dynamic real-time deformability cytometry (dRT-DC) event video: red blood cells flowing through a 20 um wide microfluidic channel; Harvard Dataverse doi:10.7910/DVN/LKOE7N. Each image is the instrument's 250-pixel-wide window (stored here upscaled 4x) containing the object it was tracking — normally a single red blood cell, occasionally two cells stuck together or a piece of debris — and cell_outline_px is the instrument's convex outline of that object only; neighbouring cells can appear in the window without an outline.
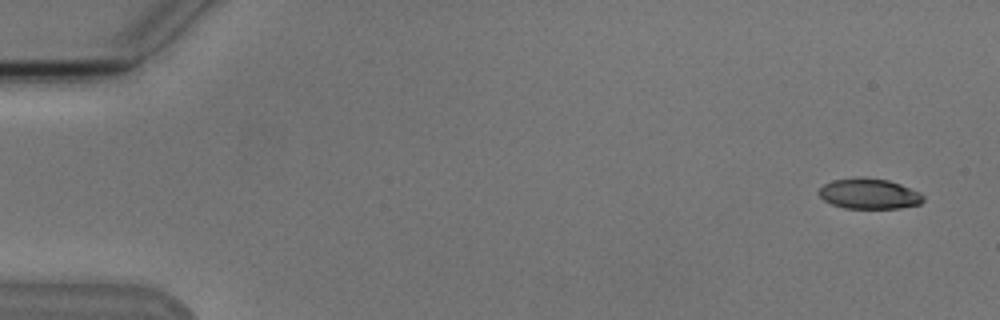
{"species": "Egyptian fruit bat (a non-hibernating species)", "species_latin": "Rousettus aegyptiacus", "temperature_condition": "cold", "stored_images_in_passage": 6, "camera_frame_rate_fps": 3000, "um_per_image_px": 0.085, "animal": {"sex": "male"}, "frame": {"image": 1, "passage_image": 1, "time_ms": 0.0, "image_size_px": [1000, 320], "cell_outline_px": [[924, 200], [920, 204], [900, 208], [844, 208], [832, 204], [824, 200], [816, 192], [824, 184], [832, 180], [888, 180], [900, 184], [920, 192], [924, 196]], "centroid_in_image_um": [73.9, 16.51], "position_along_channel_um": 11.1, "area_um2": 17.86}}
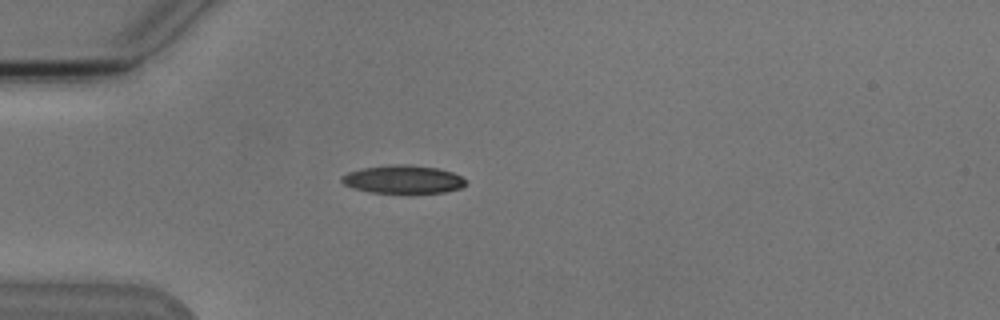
{"frame": {"image": 2, "passage_image": 4, "time_ms": 4.333, "image_size_px": [1000, 320], "cell_outline_px": [[468, 184], [460, 188], [444, 192], [408, 196], [372, 192], [352, 188], [344, 184], [340, 180], [340, 176], [348, 172], [364, 168], [392, 164], [404, 164], [436, 168], [452, 172], [468, 180]], "centroid_in_image_um": [34.28, 15.3], "position_along_channel_um": 50.7, "area_um2": 21.21}}